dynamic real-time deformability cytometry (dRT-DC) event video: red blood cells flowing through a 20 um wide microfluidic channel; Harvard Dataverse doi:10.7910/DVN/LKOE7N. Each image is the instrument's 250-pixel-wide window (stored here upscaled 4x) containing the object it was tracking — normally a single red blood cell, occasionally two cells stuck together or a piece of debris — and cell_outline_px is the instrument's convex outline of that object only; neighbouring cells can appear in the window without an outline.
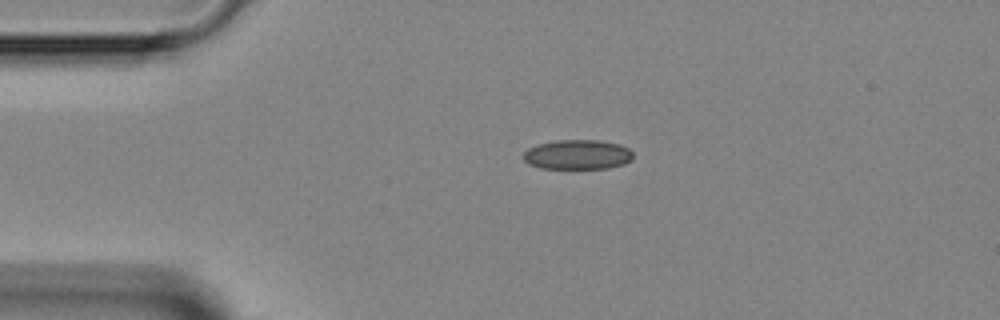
{"species": "Egyptian fruit bat (a non-hibernating species)", "species_latin": "Rousettus aegyptiacus", "temperature_condition": "room temperature", "stored_images_in_passage": 2, "camera_frame_rate_fps": 3000, "um_per_image_px": 0.085, "animal": {"sex": "female"}, "frame": {"image": 1, "passage_image": 1, "time_ms": 0.0, "image_size_px": [1000, 320], "cell_outline_px": [[632, 160], [624, 164], [608, 168], [540, 168], [528, 164], [524, 160], [524, 152], [528, 148], [536, 144], [556, 140], [600, 140], [620, 144], [628, 148], [632, 152]], "centroid_in_image_um": [49.09, 13.13], "position_along_channel_um": 35.9, "area_um2": 19.07}}